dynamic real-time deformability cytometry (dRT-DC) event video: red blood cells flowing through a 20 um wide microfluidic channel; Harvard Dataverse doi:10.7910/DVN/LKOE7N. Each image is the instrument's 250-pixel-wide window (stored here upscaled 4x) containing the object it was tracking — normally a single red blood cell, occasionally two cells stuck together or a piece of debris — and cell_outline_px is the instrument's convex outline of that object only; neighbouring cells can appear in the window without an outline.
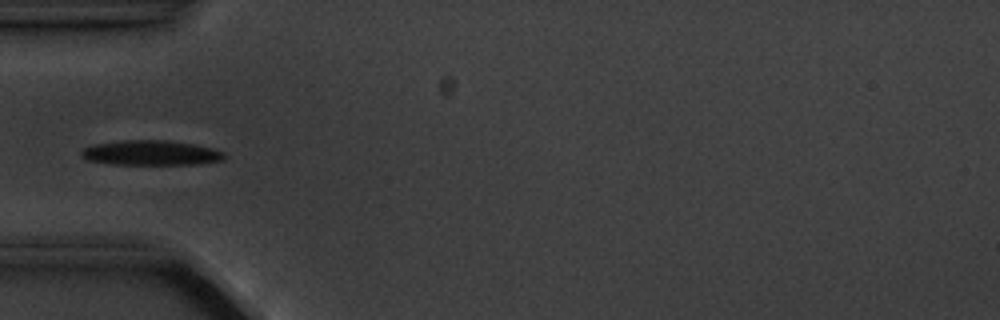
{"species": "common noctule bat (a hibernating species)", "species_latin": "Nyctalus noctula", "temperature_condition": "cold", "stored_images_in_passage": 7, "camera_frame_rate_fps": 3000, "um_per_image_px": 0.085, "animal": {"sex": "male", "body_mass_g": 20.1, "forearm_length_mm": 53.5}, "frame": {"image": 1, "passage_image": 5, "time_ms": 5.0, "image_size_px": [1000, 320], "cell_outline_px": [[224, 160], [200, 164], [112, 164], [88, 160], [80, 156], [80, 152], [84, 148], [96, 144], [120, 140], [168, 140], [192, 144], [212, 148], [224, 152]], "centroid_in_image_um": [12.83, 12.99], "position_along_channel_um": 72.2, "area_um2": 20.69}}